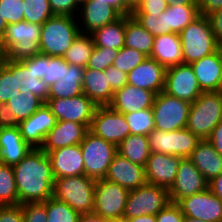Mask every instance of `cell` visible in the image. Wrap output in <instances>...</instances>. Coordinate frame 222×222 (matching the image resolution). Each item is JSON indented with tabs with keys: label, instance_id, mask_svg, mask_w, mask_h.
<instances>
[{
	"label": "cell",
	"instance_id": "1",
	"mask_svg": "<svg viewBox=\"0 0 222 222\" xmlns=\"http://www.w3.org/2000/svg\"><path fill=\"white\" fill-rule=\"evenodd\" d=\"M19 204L45 202L53 197L51 161L40 148L32 149L13 166Z\"/></svg>",
	"mask_w": 222,
	"mask_h": 222
},
{
	"label": "cell",
	"instance_id": "2",
	"mask_svg": "<svg viewBox=\"0 0 222 222\" xmlns=\"http://www.w3.org/2000/svg\"><path fill=\"white\" fill-rule=\"evenodd\" d=\"M41 25L22 21L8 24L0 41V57L21 61L40 54Z\"/></svg>",
	"mask_w": 222,
	"mask_h": 222
},
{
	"label": "cell",
	"instance_id": "3",
	"mask_svg": "<svg viewBox=\"0 0 222 222\" xmlns=\"http://www.w3.org/2000/svg\"><path fill=\"white\" fill-rule=\"evenodd\" d=\"M96 180L86 175L55 179L53 197L89 220L93 215Z\"/></svg>",
	"mask_w": 222,
	"mask_h": 222
},
{
	"label": "cell",
	"instance_id": "4",
	"mask_svg": "<svg viewBox=\"0 0 222 222\" xmlns=\"http://www.w3.org/2000/svg\"><path fill=\"white\" fill-rule=\"evenodd\" d=\"M80 33L77 17L54 15L41 25L40 53L63 57Z\"/></svg>",
	"mask_w": 222,
	"mask_h": 222
},
{
	"label": "cell",
	"instance_id": "5",
	"mask_svg": "<svg viewBox=\"0 0 222 222\" xmlns=\"http://www.w3.org/2000/svg\"><path fill=\"white\" fill-rule=\"evenodd\" d=\"M222 120V91L203 92L191 103L187 129L200 140L208 139Z\"/></svg>",
	"mask_w": 222,
	"mask_h": 222
},
{
	"label": "cell",
	"instance_id": "6",
	"mask_svg": "<svg viewBox=\"0 0 222 222\" xmlns=\"http://www.w3.org/2000/svg\"><path fill=\"white\" fill-rule=\"evenodd\" d=\"M179 37L184 64L200 60L219 48L207 16L200 15L179 33Z\"/></svg>",
	"mask_w": 222,
	"mask_h": 222
},
{
	"label": "cell",
	"instance_id": "7",
	"mask_svg": "<svg viewBox=\"0 0 222 222\" xmlns=\"http://www.w3.org/2000/svg\"><path fill=\"white\" fill-rule=\"evenodd\" d=\"M128 193L105 178L96 180L93 215L88 222H122Z\"/></svg>",
	"mask_w": 222,
	"mask_h": 222
},
{
	"label": "cell",
	"instance_id": "8",
	"mask_svg": "<svg viewBox=\"0 0 222 222\" xmlns=\"http://www.w3.org/2000/svg\"><path fill=\"white\" fill-rule=\"evenodd\" d=\"M200 16L198 5H168L159 17L133 16L137 22L154 37L162 34H179Z\"/></svg>",
	"mask_w": 222,
	"mask_h": 222
},
{
	"label": "cell",
	"instance_id": "9",
	"mask_svg": "<svg viewBox=\"0 0 222 222\" xmlns=\"http://www.w3.org/2000/svg\"><path fill=\"white\" fill-rule=\"evenodd\" d=\"M169 203L168 189L146 183L130 190L127 196L123 219L144 215H157Z\"/></svg>",
	"mask_w": 222,
	"mask_h": 222
},
{
	"label": "cell",
	"instance_id": "10",
	"mask_svg": "<svg viewBox=\"0 0 222 222\" xmlns=\"http://www.w3.org/2000/svg\"><path fill=\"white\" fill-rule=\"evenodd\" d=\"M80 146L84 159V175L94 180L104 179L117 153V147L90 131Z\"/></svg>",
	"mask_w": 222,
	"mask_h": 222
},
{
	"label": "cell",
	"instance_id": "11",
	"mask_svg": "<svg viewBox=\"0 0 222 222\" xmlns=\"http://www.w3.org/2000/svg\"><path fill=\"white\" fill-rule=\"evenodd\" d=\"M190 106L188 101L158 93L152 106L155 129L170 132L186 128Z\"/></svg>",
	"mask_w": 222,
	"mask_h": 222
},
{
	"label": "cell",
	"instance_id": "12",
	"mask_svg": "<svg viewBox=\"0 0 222 222\" xmlns=\"http://www.w3.org/2000/svg\"><path fill=\"white\" fill-rule=\"evenodd\" d=\"M151 153H161L189 158L200 139L187 128L165 132L154 129L149 135Z\"/></svg>",
	"mask_w": 222,
	"mask_h": 222
},
{
	"label": "cell",
	"instance_id": "13",
	"mask_svg": "<svg viewBox=\"0 0 222 222\" xmlns=\"http://www.w3.org/2000/svg\"><path fill=\"white\" fill-rule=\"evenodd\" d=\"M89 131L117 147L130 134V127L124 114L106 105L97 106Z\"/></svg>",
	"mask_w": 222,
	"mask_h": 222
},
{
	"label": "cell",
	"instance_id": "14",
	"mask_svg": "<svg viewBox=\"0 0 222 222\" xmlns=\"http://www.w3.org/2000/svg\"><path fill=\"white\" fill-rule=\"evenodd\" d=\"M164 93L193 103L202 93L190 64H179L166 69Z\"/></svg>",
	"mask_w": 222,
	"mask_h": 222
},
{
	"label": "cell",
	"instance_id": "15",
	"mask_svg": "<svg viewBox=\"0 0 222 222\" xmlns=\"http://www.w3.org/2000/svg\"><path fill=\"white\" fill-rule=\"evenodd\" d=\"M46 105L57 121H74L88 128L97 108V105L84 93L71 98L48 99Z\"/></svg>",
	"mask_w": 222,
	"mask_h": 222
},
{
	"label": "cell",
	"instance_id": "16",
	"mask_svg": "<svg viewBox=\"0 0 222 222\" xmlns=\"http://www.w3.org/2000/svg\"><path fill=\"white\" fill-rule=\"evenodd\" d=\"M177 205L186 217L205 222H222V201L209 188L181 199Z\"/></svg>",
	"mask_w": 222,
	"mask_h": 222
},
{
	"label": "cell",
	"instance_id": "17",
	"mask_svg": "<svg viewBox=\"0 0 222 222\" xmlns=\"http://www.w3.org/2000/svg\"><path fill=\"white\" fill-rule=\"evenodd\" d=\"M208 184L192 161L189 158H182L175 181L168 190L170 201L177 204L181 199L206 190Z\"/></svg>",
	"mask_w": 222,
	"mask_h": 222
},
{
	"label": "cell",
	"instance_id": "18",
	"mask_svg": "<svg viewBox=\"0 0 222 222\" xmlns=\"http://www.w3.org/2000/svg\"><path fill=\"white\" fill-rule=\"evenodd\" d=\"M56 124L57 118L45 103L29 118L21 121L18 127L25 142L35 149L41 148L45 136Z\"/></svg>",
	"mask_w": 222,
	"mask_h": 222
},
{
	"label": "cell",
	"instance_id": "19",
	"mask_svg": "<svg viewBox=\"0 0 222 222\" xmlns=\"http://www.w3.org/2000/svg\"><path fill=\"white\" fill-rule=\"evenodd\" d=\"M121 16L115 8L101 0H87L79 7L77 21L81 33L91 34L106 24L116 21Z\"/></svg>",
	"mask_w": 222,
	"mask_h": 222
},
{
	"label": "cell",
	"instance_id": "20",
	"mask_svg": "<svg viewBox=\"0 0 222 222\" xmlns=\"http://www.w3.org/2000/svg\"><path fill=\"white\" fill-rule=\"evenodd\" d=\"M181 159L175 155L150 153L145 166L147 183L169 190L175 181Z\"/></svg>",
	"mask_w": 222,
	"mask_h": 222
},
{
	"label": "cell",
	"instance_id": "21",
	"mask_svg": "<svg viewBox=\"0 0 222 222\" xmlns=\"http://www.w3.org/2000/svg\"><path fill=\"white\" fill-rule=\"evenodd\" d=\"M105 179L117 183L129 191L147 183L145 167L131 162L118 153L113 157Z\"/></svg>",
	"mask_w": 222,
	"mask_h": 222
},
{
	"label": "cell",
	"instance_id": "22",
	"mask_svg": "<svg viewBox=\"0 0 222 222\" xmlns=\"http://www.w3.org/2000/svg\"><path fill=\"white\" fill-rule=\"evenodd\" d=\"M166 68L155 59H146L127 74V84L154 92L164 90Z\"/></svg>",
	"mask_w": 222,
	"mask_h": 222
},
{
	"label": "cell",
	"instance_id": "23",
	"mask_svg": "<svg viewBox=\"0 0 222 222\" xmlns=\"http://www.w3.org/2000/svg\"><path fill=\"white\" fill-rule=\"evenodd\" d=\"M89 128L74 121H57L55 127L47 133L41 150L46 153L71 145L80 144Z\"/></svg>",
	"mask_w": 222,
	"mask_h": 222
},
{
	"label": "cell",
	"instance_id": "24",
	"mask_svg": "<svg viewBox=\"0 0 222 222\" xmlns=\"http://www.w3.org/2000/svg\"><path fill=\"white\" fill-rule=\"evenodd\" d=\"M55 179L84 175V159L80 144L47 153Z\"/></svg>",
	"mask_w": 222,
	"mask_h": 222
},
{
	"label": "cell",
	"instance_id": "25",
	"mask_svg": "<svg viewBox=\"0 0 222 222\" xmlns=\"http://www.w3.org/2000/svg\"><path fill=\"white\" fill-rule=\"evenodd\" d=\"M155 96L154 92L126 84L122 89L114 92L109 106L121 114L137 112L152 108Z\"/></svg>",
	"mask_w": 222,
	"mask_h": 222
},
{
	"label": "cell",
	"instance_id": "26",
	"mask_svg": "<svg viewBox=\"0 0 222 222\" xmlns=\"http://www.w3.org/2000/svg\"><path fill=\"white\" fill-rule=\"evenodd\" d=\"M190 65L203 92L222 91V60L219 50Z\"/></svg>",
	"mask_w": 222,
	"mask_h": 222
},
{
	"label": "cell",
	"instance_id": "27",
	"mask_svg": "<svg viewBox=\"0 0 222 222\" xmlns=\"http://www.w3.org/2000/svg\"><path fill=\"white\" fill-rule=\"evenodd\" d=\"M32 148L22 138L20 129L15 127L0 128V163L8 166L18 164Z\"/></svg>",
	"mask_w": 222,
	"mask_h": 222
},
{
	"label": "cell",
	"instance_id": "28",
	"mask_svg": "<svg viewBox=\"0 0 222 222\" xmlns=\"http://www.w3.org/2000/svg\"><path fill=\"white\" fill-rule=\"evenodd\" d=\"M150 58L166 69L183 64V51L179 34L170 33L154 37Z\"/></svg>",
	"mask_w": 222,
	"mask_h": 222
},
{
	"label": "cell",
	"instance_id": "29",
	"mask_svg": "<svg viewBox=\"0 0 222 222\" xmlns=\"http://www.w3.org/2000/svg\"><path fill=\"white\" fill-rule=\"evenodd\" d=\"M189 159L208 182L222 173V156L207 139L197 143Z\"/></svg>",
	"mask_w": 222,
	"mask_h": 222
},
{
	"label": "cell",
	"instance_id": "30",
	"mask_svg": "<svg viewBox=\"0 0 222 222\" xmlns=\"http://www.w3.org/2000/svg\"><path fill=\"white\" fill-rule=\"evenodd\" d=\"M83 93L97 106H106L112 102L114 91L108 84L104 71L85 67L82 79Z\"/></svg>",
	"mask_w": 222,
	"mask_h": 222
},
{
	"label": "cell",
	"instance_id": "31",
	"mask_svg": "<svg viewBox=\"0 0 222 222\" xmlns=\"http://www.w3.org/2000/svg\"><path fill=\"white\" fill-rule=\"evenodd\" d=\"M84 67L74 64L63 66V74L49 86V99L71 98L83 94Z\"/></svg>",
	"mask_w": 222,
	"mask_h": 222
},
{
	"label": "cell",
	"instance_id": "32",
	"mask_svg": "<svg viewBox=\"0 0 222 222\" xmlns=\"http://www.w3.org/2000/svg\"><path fill=\"white\" fill-rule=\"evenodd\" d=\"M13 74H17L20 93L32 92L44 103L49 99V86L42 80L37 79L32 71L31 58L21 61H13Z\"/></svg>",
	"mask_w": 222,
	"mask_h": 222
},
{
	"label": "cell",
	"instance_id": "33",
	"mask_svg": "<svg viewBox=\"0 0 222 222\" xmlns=\"http://www.w3.org/2000/svg\"><path fill=\"white\" fill-rule=\"evenodd\" d=\"M126 15L91 33L94 45L119 50L124 47Z\"/></svg>",
	"mask_w": 222,
	"mask_h": 222
},
{
	"label": "cell",
	"instance_id": "34",
	"mask_svg": "<svg viewBox=\"0 0 222 222\" xmlns=\"http://www.w3.org/2000/svg\"><path fill=\"white\" fill-rule=\"evenodd\" d=\"M154 36L142 27L131 15H126L124 47L142 52L147 57L152 53Z\"/></svg>",
	"mask_w": 222,
	"mask_h": 222
},
{
	"label": "cell",
	"instance_id": "35",
	"mask_svg": "<svg viewBox=\"0 0 222 222\" xmlns=\"http://www.w3.org/2000/svg\"><path fill=\"white\" fill-rule=\"evenodd\" d=\"M117 153L131 162L145 167L151 153L148 136L129 134L117 146Z\"/></svg>",
	"mask_w": 222,
	"mask_h": 222
},
{
	"label": "cell",
	"instance_id": "36",
	"mask_svg": "<svg viewBox=\"0 0 222 222\" xmlns=\"http://www.w3.org/2000/svg\"><path fill=\"white\" fill-rule=\"evenodd\" d=\"M94 46L91 34L80 33L63 57L68 64L85 68L88 65Z\"/></svg>",
	"mask_w": 222,
	"mask_h": 222
},
{
	"label": "cell",
	"instance_id": "37",
	"mask_svg": "<svg viewBox=\"0 0 222 222\" xmlns=\"http://www.w3.org/2000/svg\"><path fill=\"white\" fill-rule=\"evenodd\" d=\"M17 74H13V61L0 57V103H7L20 95Z\"/></svg>",
	"mask_w": 222,
	"mask_h": 222
},
{
	"label": "cell",
	"instance_id": "38",
	"mask_svg": "<svg viewBox=\"0 0 222 222\" xmlns=\"http://www.w3.org/2000/svg\"><path fill=\"white\" fill-rule=\"evenodd\" d=\"M6 104L20 123L29 118L45 103L32 92H26L20 93L17 98L9 99Z\"/></svg>",
	"mask_w": 222,
	"mask_h": 222
},
{
	"label": "cell",
	"instance_id": "39",
	"mask_svg": "<svg viewBox=\"0 0 222 222\" xmlns=\"http://www.w3.org/2000/svg\"><path fill=\"white\" fill-rule=\"evenodd\" d=\"M47 222H88L80 213L72 209L67 203L54 197L45 201Z\"/></svg>",
	"mask_w": 222,
	"mask_h": 222
},
{
	"label": "cell",
	"instance_id": "40",
	"mask_svg": "<svg viewBox=\"0 0 222 222\" xmlns=\"http://www.w3.org/2000/svg\"><path fill=\"white\" fill-rule=\"evenodd\" d=\"M19 205L13 166L0 163V206Z\"/></svg>",
	"mask_w": 222,
	"mask_h": 222
},
{
	"label": "cell",
	"instance_id": "41",
	"mask_svg": "<svg viewBox=\"0 0 222 222\" xmlns=\"http://www.w3.org/2000/svg\"><path fill=\"white\" fill-rule=\"evenodd\" d=\"M124 116L130 127V134L148 136L155 129L152 108L129 112Z\"/></svg>",
	"mask_w": 222,
	"mask_h": 222
},
{
	"label": "cell",
	"instance_id": "42",
	"mask_svg": "<svg viewBox=\"0 0 222 222\" xmlns=\"http://www.w3.org/2000/svg\"><path fill=\"white\" fill-rule=\"evenodd\" d=\"M24 21L42 25L54 14L48 0H23Z\"/></svg>",
	"mask_w": 222,
	"mask_h": 222
},
{
	"label": "cell",
	"instance_id": "43",
	"mask_svg": "<svg viewBox=\"0 0 222 222\" xmlns=\"http://www.w3.org/2000/svg\"><path fill=\"white\" fill-rule=\"evenodd\" d=\"M146 57V55L136 49L122 47L118 50L112 66L128 74L131 70L141 64Z\"/></svg>",
	"mask_w": 222,
	"mask_h": 222
},
{
	"label": "cell",
	"instance_id": "44",
	"mask_svg": "<svg viewBox=\"0 0 222 222\" xmlns=\"http://www.w3.org/2000/svg\"><path fill=\"white\" fill-rule=\"evenodd\" d=\"M117 53L118 50L94 46L87 68L105 71L109 66H112Z\"/></svg>",
	"mask_w": 222,
	"mask_h": 222
},
{
	"label": "cell",
	"instance_id": "45",
	"mask_svg": "<svg viewBox=\"0 0 222 222\" xmlns=\"http://www.w3.org/2000/svg\"><path fill=\"white\" fill-rule=\"evenodd\" d=\"M64 57L44 55V78L48 86L57 82L63 74V66H68Z\"/></svg>",
	"mask_w": 222,
	"mask_h": 222
},
{
	"label": "cell",
	"instance_id": "46",
	"mask_svg": "<svg viewBox=\"0 0 222 222\" xmlns=\"http://www.w3.org/2000/svg\"><path fill=\"white\" fill-rule=\"evenodd\" d=\"M23 0H0V11L7 24L24 21Z\"/></svg>",
	"mask_w": 222,
	"mask_h": 222
},
{
	"label": "cell",
	"instance_id": "47",
	"mask_svg": "<svg viewBox=\"0 0 222 222\" xmlns=\"http://www.w3.org/2000/svg\"><path fill=\"white\" fill-rule=\"evenodd\" d=\"M168 7L167 0H142L131 12L132 16H156L164 12Z\"/></svg>",
	"mask_w": 222,
	"mask_h": 222
},
{
	"label": "cell",
	"instance_id": "48",
	"mask_svg": "<svg viewBox=\"0 0 222 222\" xmlns=\"http://www.w3.org/2000/svg\"><path fill=\"white\" fill-rule=\"evenodd\" d=\"M21 205L23 222H47L45 202L24 203Z\"/></svg>",
	"mask_w": 222,
	"mask_h": 222
},
{
	"label": "cell",
	"instance_id": "49",
	"mask_svg": "<svg viewBox=\"0 0 222 222\" xmlns=\"http://www.w3.org/2000/svg\"><path fill=\"white\" fill-rule=\"evenodd\" d=\"M54 15L77 17L79 6L74 0H48Z\"/></svg>",
	"mask_w": 222,
	"mask_h": 222
},
{
	"label": "cell",
	"instance_id": "50",
	"mask_svg": "<svg viewBox=\"0 0 222 222\" xmlns=\"http://www.w3.org/2000/svg\"><path fill=\"white\" fill-rule=\"evenodd\" d=\"M156 216V222H183L184 215L176 203H169Z\"/></svg>",
	"mask_w": 222,
	"mask_h": 222
},
{
	"label": "cell",
	"instance_id": "51",
	"mask_svg": "<svg viewBox=\"0 0 222 222\" xmlns=\"http://www.w3.org/2000/svg\"><path fill=\"white\" fill-rule=\"evenodd\" d=\"M104 74L107 75L108 84L114 92L122 89L127 84V73L120 71L113 66H109L104 71Z\"/></svg>",
	"mask_w": 222,
	"mask_h": 222
},
{
	"label": "cell",
	"instance_id": "52",
	"mask_svg": "<svg viewBox=\"0 0 222 222\" xmlns=\"http://www.w3.org/2000/svg\"><path fill=\"white\" fill-rule=\"evenodd\" d=\"M0 222H23L22 205L0 206Z\"/></svg>",
	"mask_w": 222,
	"mask_h": 222
},
{
	"label": "cell",
	"instance_id": "53",
	"mask_svg": "<svg viewBox=\"0 0 222 222\" xmlns=\"http://www.w3.org/2000/svg\"><path fill=\"white\" fill-rule=\"evenodd\" d=\"M213 30L216 42L222 45V8L207 15Z\"/></svg>",
	"mask_w": 222,
	"mask_h": 222
},
{
	"label": "cell",
	"instance_id": "54",
	"mask_svg": "<svg viewBox=\"0 0 222 222\" xmlns=\"http://www.w3.org/2000/svg\"><path fill=\"white\" fill-rule=\"evenodd\" d=\"M19 126L17 118L6 103H0V128Z\"/></svg>",
	"mask_w": 222,
	"mask_h": 222
},
{
	"label": "cell",
	"instance_id": "55",
	"mask_svg": "<svg viewBox=\"0 0 222 222\" xmlns=\"http://www.w3.org/2000/svg\"><path fill=\"white\" fill-rule=\"evenodd\" d=\"M200 15L207 16L222 8V0H197Z\"/></svg>",
	"mask_w": 222,
	"mask_h": 222
},
{
	"label": "cell",
	"instance_id": "56",
	"mask_svg": "<svg viewBox=\"0 0 222 222\" xmlns=\"http://www.w3.org/2000/svg\"><path fill=\"white\" fill-rule=\"evenodd\" d=\"M214 149L222 156V120L213 129L210 137L207 139Z\"/></svg>",
	"mask_w": 222,
	"mask_h": 222
},
{
	"label": "cell",
	"instance_id": "57",
	"mask_svg": "<svg viewBox=\"0 0 222 222\" xmlns=\"http://www.w3.org/2000/svg\"><path fill=\"white\" fill-rule=\"evenodd\" d=\"M31 67L37 79L44 78V54H38L31 57Z\"/></svg>",
	"mask_w": 222,
	"mask_h": 222
},
{
	"label": "cell",
	"instance_id": "58",
	"mask_svg": "<svg viewBox=\"0 0 222 222\" xmlns=\"http://www.w3.org/2000/svg\"><path fill=\"white\" fill-rule=\"evenodd\" d=\"M208 188L222 201V173L209 182Z\"/></svg>",
	"mask_w": 222,
	"mask_h": 222
},
{
	"label": "cell",
	"instance_id": "59",
	"mask_svg": "<svg viewBox=\"0 0 222 222\" xmlns=\"http://www.w3.org/2000/svg\"><path fill=\"white\" fill-rule=\"evenodd\" d=\"M103 3L115 8L121 15H125V2L124 0H101Z\"/></svg>",
	"mask_w": 222,
	"mask_h": 222
},
{
	"label": "cell",
	"instance_id": "60",
	"mask_svg": "<svg viewBox=\"0 0 222 222\" xmlns=\"http://www.w3.org/2000/svg\"><path fill=\"white\" fill-rule=\"evenodd\" d=\"M122 222H156V216L144 215L135 218L123 219Z\"/></svg>",
	"mask_w": 222,
	"mask_h": 222
},
{
	"label": "cell",
	"instance_id": "61",
	"mask_svg": "<svg viewBox=\"0 0 222 222\" xmlns=\"http://www.w3.org/2000/svg\"><path fill=\"white\" fill-rule=\"evenodd\" d=\"M142 0H124L125 2V15L131 14L136 7L141 3Z\"/></svg>",
	"mask_w": 222,
	"mask_h": 222
},
{
	"label": "cell",
	"instance_id": "62",
	"mask_svg": "<svg viewBox=\"0 0 222 222\" xmlns=\"http://www.w3.org/2000/svg\"><path fill=\"white\" fill-rule=\"evenodd\" d=\"M168 5H198L197 0H167Z\"/></svg>",
	"mask_w": 222,
	"mask_h": 222
},
{
	"label": "cell",
	"instance_id": "63",
	"mask_svg": "<svg viewBox=\"0 0 222 222\" xmlns=\"http://www.w3.org/2000/svg\"><path fill=\"white\" fill-rule=\"evenodd\" d=\"M7 23L4 19V17L2 16V13L0 11V41L3 38L5 31H6V27H7Z\"/></svg>",
	"mask_w": 222,
	"mask_h": 222
},
{
	"label": "cell",
	"instance_id": "64",
	"mask_svg": "<svg viewBox=\"0 0 222 222\" xmlns=\"http://www.w3.org/2000/svg\"><path fill=\"white\" fill-rule=\"evenodd\" d=\"M183 222H205V221H202V220H199V219H195V218H191V217H186L184 216V220Z\"/></svg>",
	"mask_w": 222,
	"mask_h": 222
},
{
	"label": "cell",
	"instance_id": "65",
	"mask_svg": "<svg viewBox=\"0 0 222 222\" xmlns=\"http://www.w3.org/2000/svg\"><path fill=\"white\" fill-rule=\"evenodd\" d=\"M87 0H74V2L80 7L82 4H84Z\"/></svg>",
	"mask_w": 222,
	"mask_h": 222
},
{
	"label": "cell",
	"instance_id": "66",
	"mask_svg": "<svg viewBox=\"0 0 222 222\" xmlns=\"http://www.w3.org/2000/svg\"><path fill=\"white\" fill-rule=\"evenodd\" d=\"M218 50L220 52V56H221V60H222V45L219 46Z\"/></svg>",
	"mask_w": 222,
	"mask_h": 222
}]
</instances>
